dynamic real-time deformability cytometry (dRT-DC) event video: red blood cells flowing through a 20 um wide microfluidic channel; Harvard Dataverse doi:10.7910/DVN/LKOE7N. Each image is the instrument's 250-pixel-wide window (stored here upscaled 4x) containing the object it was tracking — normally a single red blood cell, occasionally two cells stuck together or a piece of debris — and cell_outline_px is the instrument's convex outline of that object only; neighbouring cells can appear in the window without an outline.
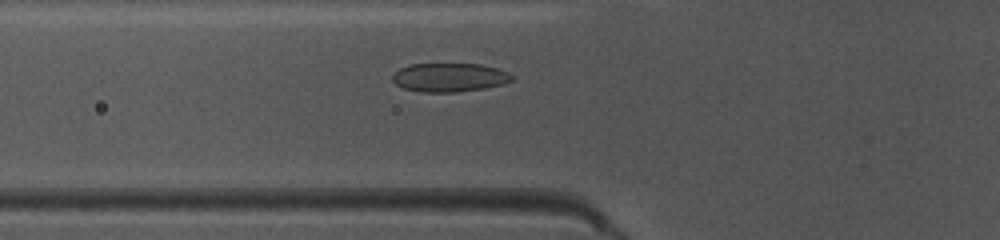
{"species": "common noctule bat (a hibernating species)", "species_latin": "Nyctalus noctula", "temperature_condition": "warm", "stored_images_in_passage": 28, "camera_frame_rate_fps": 3000, "um_per_image_px": 0.085, "animal": {"sex": "female", "body_mass_g": 10.0, "forearm_length_mm": 53.1}, "frame": {"image": 1, "passage_image": 2, "time_ms": 0.333, "image_size_px": [1000, 240], "cell_outline_px": [[512, 80], [504, 84], [484, 88], [456, 92], [420, 92], [404, 88], [396, 84], [392, 80], [392, 76], [400, 68], [408, 64], [480, 64], [496, 68], [508, 72], [512, 76]], "centroid_in_image_um": [38.19, 6.58], "position_along_channel_um": 87.6, "area_um2": 19.94}}
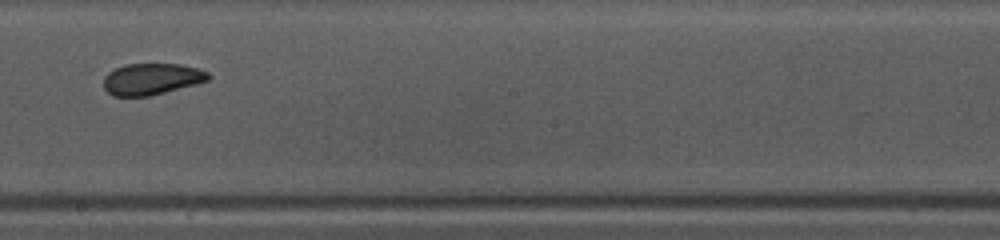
{"frame": {"image": 2, "passage_image": 13, "time_ms": 4.0, "image_size_px": [1000, 240], "cell_outline_px": [[212, 76], [208, 80], [164, 92], [148, 96], [112, 96], [104, 88], [104, 76], [108, 72], [124, 64], [180, 64], [200, 68], [208, 72]], "centroid_in_image_um": [12.88, 6.7], "position_along_channel_um": 235.3, "area_um2": 19.13}}
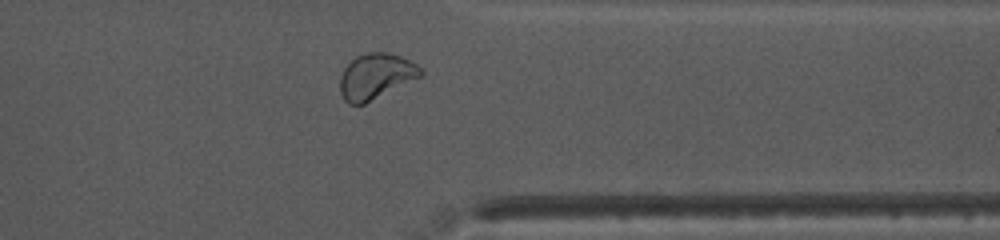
{"frame": {"image": 3, "passage_image": 24, "time_ms": 7.667, "image_size_px": [1000, 240], "cell_outline_px": [[424, 72], [420, 76], [364, 104], [348, 104], [344, 100], [340, 92], [340, 76], [344, 68], [356, 56], [368, 52], [384, 52], [400, 56], [416, 64]], "centroid_in_image_um": [31.9, 6.48], "position_along_channel_um": 379.5, "area_um2": 21.04}, "authors_computed_cell_mechanics": {"area_um2": 19.363, "velocity_mm_per_s": 4.0035, "shape_relaxation_time_tau1_ms": 10.9876, "shape_relaxation_time_tau2_ms": 1.1836, "deformation_change_tau1": 0.1715, "deformation_change_tau2": 0.0478}}